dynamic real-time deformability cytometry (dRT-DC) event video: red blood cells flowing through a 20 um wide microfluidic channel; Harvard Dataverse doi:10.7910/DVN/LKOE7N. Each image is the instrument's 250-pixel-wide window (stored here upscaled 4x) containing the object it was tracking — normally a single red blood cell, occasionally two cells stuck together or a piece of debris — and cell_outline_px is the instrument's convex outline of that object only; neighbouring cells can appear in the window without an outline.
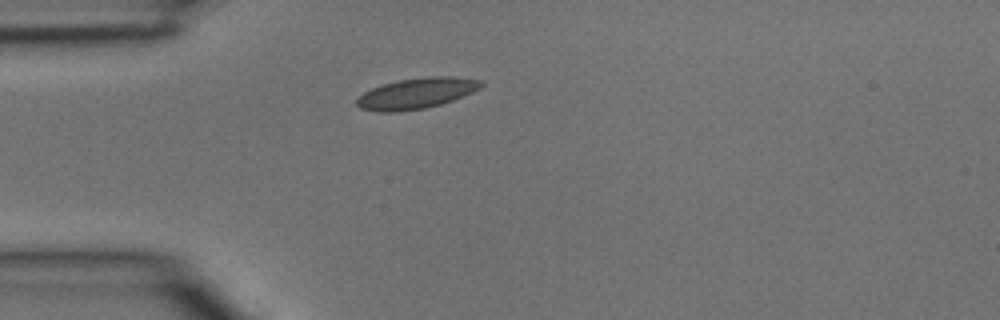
{"species": "common noctule bat (a hibernating species)", "species_latin": "Nyctalus noctula", "temperature_condition": "room temperature", "stored_images_in_passage": 1, "camera_frame_rate_fps": 3000, "um_per_image_px": 0.085, "animal": {"sex": "male", "body_mass_g": 15.6}, "frame": {"image": 1, "passage_image": 1, "time_ms": 0.0, "image_size_px": [1000, 320], "cell_outline_px": [[484, 84], [480, 88], [472, 92], [452, 100], [440, 104], [424, 108], [396, 112], [380, 112], [360, 108], [356, 104], [356, 100], [364, 92], [372, 88], [384, 84], [400, 80], [428, 76], [452, 76], [484, 80]], "centroid_in_image_um": [35.42, 7.92], "position_along_channel_um": 49.6, "area_um2": 22.14}}